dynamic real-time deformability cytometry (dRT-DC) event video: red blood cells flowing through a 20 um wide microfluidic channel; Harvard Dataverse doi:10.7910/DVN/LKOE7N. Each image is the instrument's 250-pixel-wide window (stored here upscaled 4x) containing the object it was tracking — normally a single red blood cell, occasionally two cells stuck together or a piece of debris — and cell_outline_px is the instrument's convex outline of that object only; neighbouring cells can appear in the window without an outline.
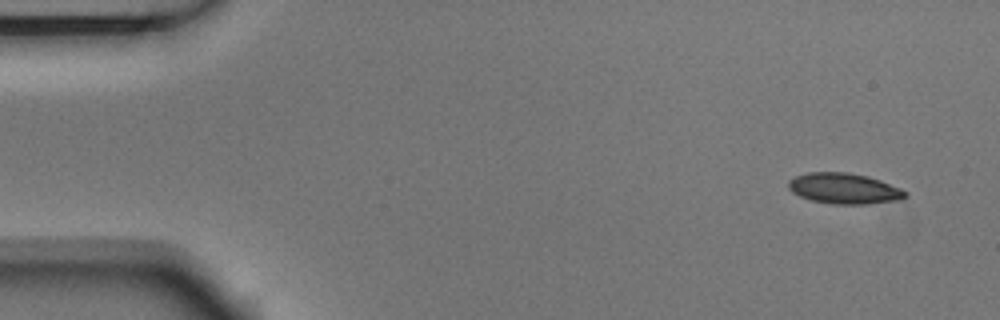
{"species": "Egyptian fruit bat (a non-hibernating species)", "species_latin": "Rousettus aegyptiacus", "temperature_condition": "room temperature", "stored_images_in_passage": 6, "camera_frame_rate_fps": 3000, "um_per_image_px": 0.085, "animal": {"sex": "male"}, "frame": {"image": 1, "passage_image": 1, "time_ms": 0.0, "image_size_px": [1000, 320], "cell_outline_px": [[908, 196], [900, 200], [868, 204], [836, 204], [812, 200], [800, 196], [792, 192], [788, 188], [788, 180], [796, 176], [808, 172], [848, 172], [868, 176], [880, 180], [900, 188], [908, 192]], "centroid_in_image_um": [71.77, 16.02], "position_along_channel_um": 13.2, "area_um2": 20.98}}
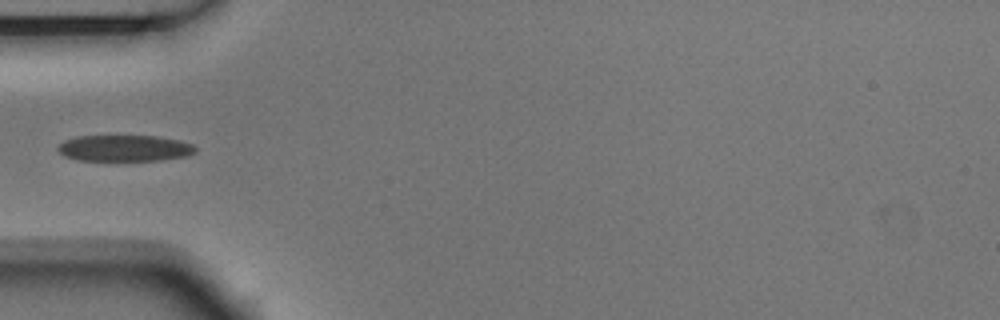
{"frame": {"image": 2, "passage_image": 5, "time_ms": 1.333, "image_size_px": [1000, 320], "cell_outline_px": [[196, 152], [188, 156], [160, 160], [76, 160], [64, 156], [56, 148], [64, 140], [76, 136], [156, 136], [180, 140], [192, 144], [196, 148]], "centroid_in_image_um": [10.59, 12.59], "position_along_channel_um": 74.4, "area_um2": 21.1}}
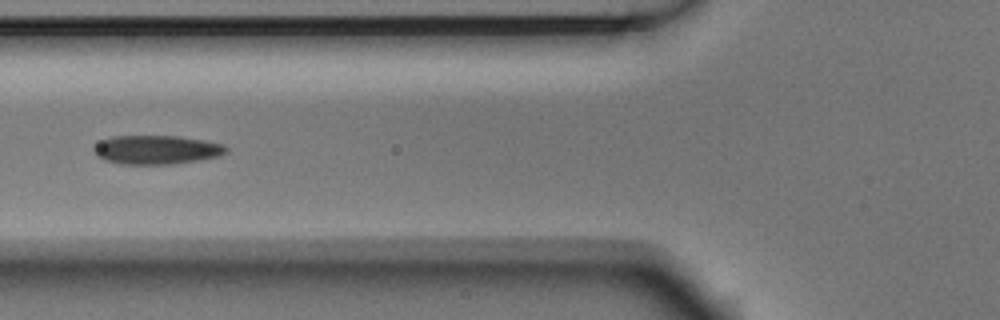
{"frame": {"image": 3, "passage_image": 6, "time_ms": 1.667, "image_size_px": [1000, 320], "cell_outline_px": [[228, 152], [220, 156], [196, 160], [168, 164], [120, 164], [104, 160], [96, 156], [96, 148], [100, 140], [112, 136], [180, 136], [204, 140], [224, 144], [228, 148]], "centroid_in_image_um": [13.34, 12.72], "position_along_channel_um": 112.5, "area_um2": 22.2}}